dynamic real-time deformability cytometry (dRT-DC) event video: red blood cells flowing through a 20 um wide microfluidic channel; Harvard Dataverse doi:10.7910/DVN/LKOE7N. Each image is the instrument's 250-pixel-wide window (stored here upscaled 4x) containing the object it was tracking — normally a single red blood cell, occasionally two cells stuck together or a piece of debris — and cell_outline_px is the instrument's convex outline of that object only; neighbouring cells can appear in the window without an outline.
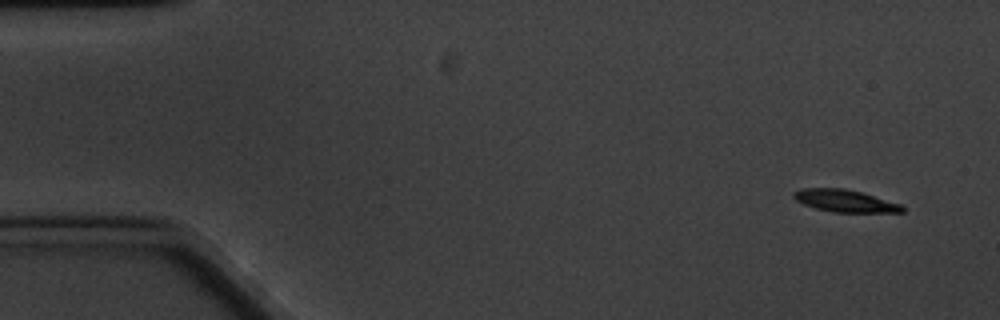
{"species": "common noctule bat (a hibernating species)", "species_latin": "Nyctalus noctula", "temperature_condition": "cold", "stored_images_in_passage": 5, "camera_frame_rate_fps": 3000, "um_per_image_px": 0.085, "animal": {"sex": "male", "body_mass_g": 20.1, "forearm_length_mm": 53.5}, "frame": {"image": 1, "passage_image": 1, "time_ms": 0.0, "image_size_px": [1000, 320], "cell_outline_px": [[904, 212], [832, 212], [816, 208], [804, 204], [796, 200], [792, 196], [792, 192], [800, 188], [844, 188], [860, 192], [900, 204], [904, 208]], "centroid_in_image_um": [71.77, 17.06], "position_along_channel_um": 13.2, "area_um2": 13.93}}
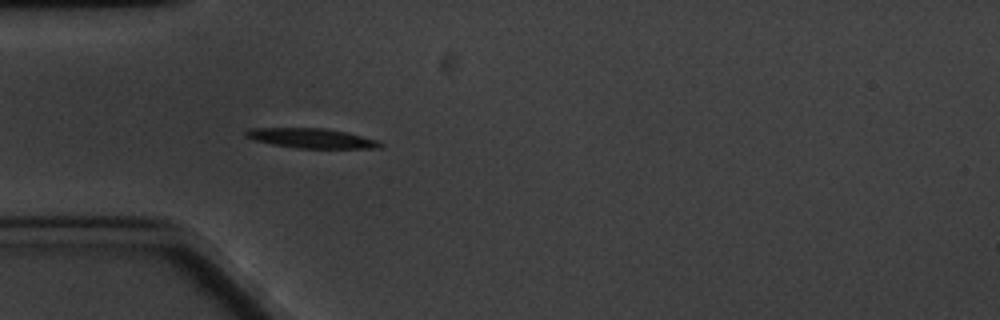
{"frame": {"image": 2, "passage_image": 5, "time_ms": 4.667, "image_size_px": [1000, 320], "cell_outline_px": [[384, 144], [380, 148], [296, 148], [272, 144], [252, 140], [244, 136], [244, 132], [248, 128], [324, 128], [344, 132], [380, 140]], "centroid_in_image_um": [26.45, 11.75], "position_along_channel_um": 58.6, "area_um2": 15.55}}